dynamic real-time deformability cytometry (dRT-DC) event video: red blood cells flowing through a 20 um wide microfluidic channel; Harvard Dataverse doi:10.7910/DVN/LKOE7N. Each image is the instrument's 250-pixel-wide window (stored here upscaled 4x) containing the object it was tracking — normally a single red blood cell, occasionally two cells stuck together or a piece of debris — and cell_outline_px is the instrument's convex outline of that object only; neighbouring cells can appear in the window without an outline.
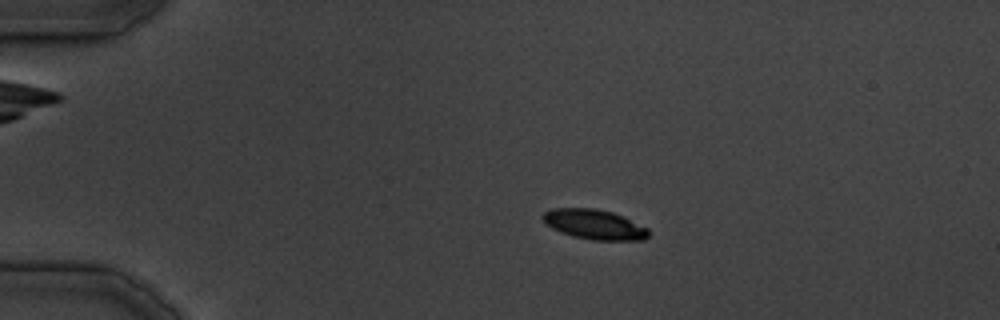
{"species": "common noctule bat (a hibernating species)", "species_latin": "Nyctalus noctula", "temperature_condition": "cold", "stored_images_in_passage": 15, "camera_frame_rate_fps": 3000, "um_per_image_px": 0.085, "animal": {"sex": "male", "body_mass_g": 19.5, "forearm_length_mm": 54.6}, "frame": {"image": 1, "passage_image": 7, "time_ms": 8.0, "image_size_px": [1000, 320], "cell_outline_px": [[648, 236], [644, 240], [592, 240], [572, 236], [560, 232], [544, 224], [540, 216], [544, 212], [552, 208], [596, 208], [612, 212], [624, 216], [648, 228]], "centroid_in_image_um": [50.48, 19.07], "position_along_channel_um": 34.5, "area_um2": 18.67}}